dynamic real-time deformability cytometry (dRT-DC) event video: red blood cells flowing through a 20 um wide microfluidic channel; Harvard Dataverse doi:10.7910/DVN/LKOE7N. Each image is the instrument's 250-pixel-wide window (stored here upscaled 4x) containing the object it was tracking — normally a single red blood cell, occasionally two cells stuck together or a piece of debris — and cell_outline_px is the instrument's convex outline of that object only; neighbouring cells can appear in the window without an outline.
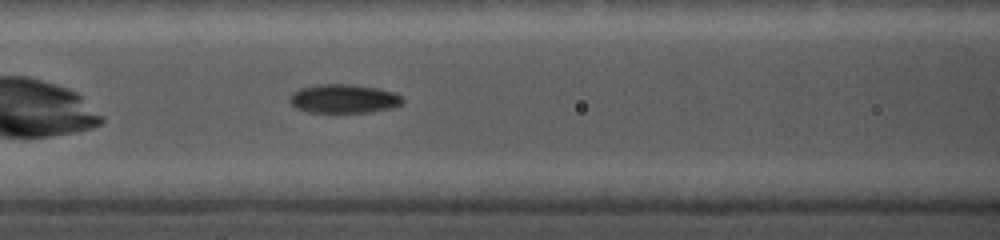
{"species": "common noctule bat (a hibernating species)", "species_latin": "Nyctalus noctula", "temperature_condition": "cold", "stored_images_in_passage": 25, "camera_frame_rate_fps": 5000, "um_per_image_px": 0.085, "animal": {"sex": "female", "body_mass_g": 19.0, "forearm_length_mm": 56.7}, "frame": {"image": 1, "passage_image": 8, "time_ms": 2.6, "image_size_px": [1000, 240], "cell_outline_px": [[404, 100], [400, 104], [392, 108], [372, 112], [308, 112], [296, 108], [288, 100], [288, 96], [292, 92], [300, 88], [320, 84], [352, 84], [376, 88], [392, 92], [400, 96]], "centroid_in_image_um": [29.17, 8.39], "position_along_channel_um": 137.4, "area_um2": 18.96}}
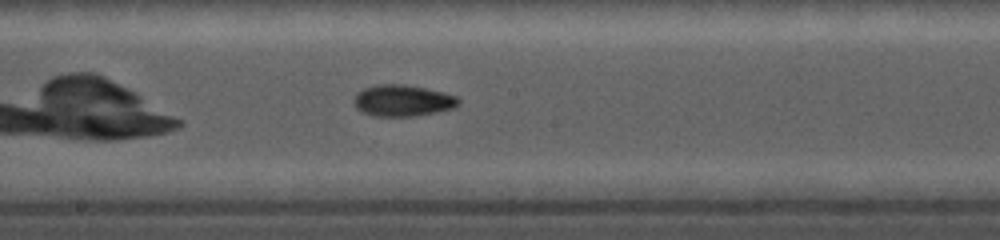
{"frame": {"image": 2, "passage_image": 13, "time_ms": 4.6, "image_size_px": [1000, 240], "cell_outline_px": [[460, 104], [452, 108], [436, 112], [416, 116], [376, 116], [364, 112], [356, 108], [352, 104], [352, 100], [356, 92], [364, 88], [376, 84], [404, 84], [444, 92], [456, 96], [460, 100]], "centroid_in_image_um": [34.19, 8.54], "position_along_channel_um": 214.0, "area_um2": 19.31}}
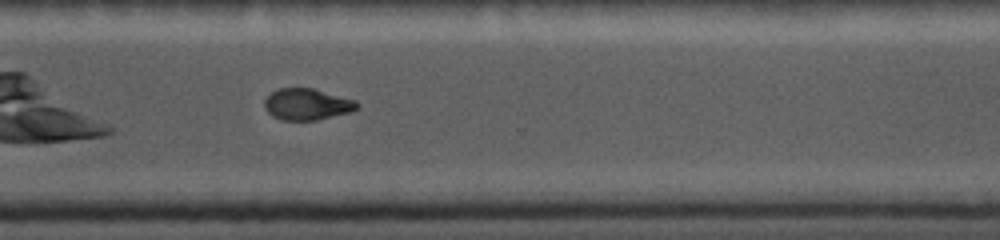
{"frame": {"image": 3, "passage_image": 22, "time_ms": 8.0, "image_size_px": [1000, 240], "cell_outline_px": [[360, 108], [352, 112], [316, 120], [280, 120], [272, 116], [264, 108], [264, 100], [272, 92], [280, 88], [312, 88], [356, 100], [360, 104]], "centroid_in_image_um": [26.13, 8.87], "position_along_channel_um": 344.5, "area_um2": 17.11}}